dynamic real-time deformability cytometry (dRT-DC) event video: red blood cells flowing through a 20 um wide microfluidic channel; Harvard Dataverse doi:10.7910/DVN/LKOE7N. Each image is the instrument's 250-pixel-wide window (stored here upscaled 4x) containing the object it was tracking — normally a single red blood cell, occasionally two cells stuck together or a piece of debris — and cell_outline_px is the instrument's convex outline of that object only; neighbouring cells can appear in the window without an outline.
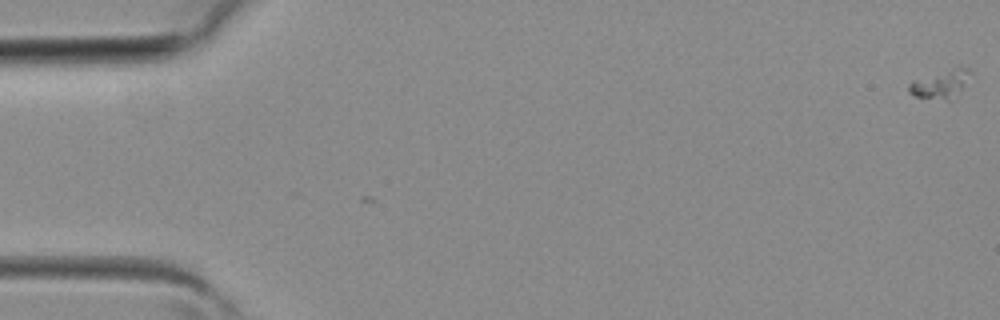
{"species": "common noctule bat (a hibernating species)", "species_latin": "Nyctalus noctula", "temperature_condition": "room temperature", "stored_images_in_passage": 42, "camera_frame_rate_fps": 3000, "um_per_image_px": 0.085, "animal": {"sex": "female", "body_mass_g": 19.3, "forearm_length_mm": 54.1}, "frame": {"image": 1, "passage_image": 1, "time_ms": 0.0, "image_size_px": [1000, 320], "cell_outline_px": [[972, 72], [956, 100], [948, 100], [916, 96], [908, 92], [908, 84], [912, 80], [956, 68], [968, 68]], "centroid_in_image_um": [79.97, 7.19], "position_along_channel_um": 5.0, "area_um2": 10.0}}
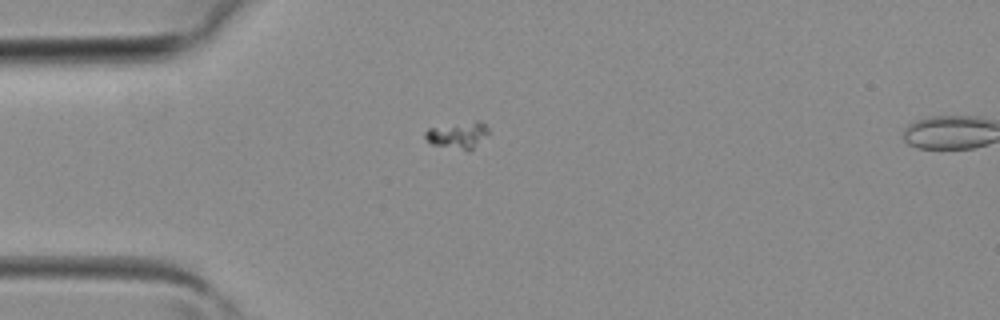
{"frame": {"image": 2, "passage_image": 12, "time_ms": 3.667, "image_size_px": [1000, 320], "cell_outline_px": [[492, 132], [488, 136], [468, 152], [432, 144], [424, 136], [424, 132], [428, 128], [476, 120], [480, 120]], "centroid_in_image_um": [38.97, 11.49], "position_along_channel_um": 46.0, "area_um2": 10.12}}